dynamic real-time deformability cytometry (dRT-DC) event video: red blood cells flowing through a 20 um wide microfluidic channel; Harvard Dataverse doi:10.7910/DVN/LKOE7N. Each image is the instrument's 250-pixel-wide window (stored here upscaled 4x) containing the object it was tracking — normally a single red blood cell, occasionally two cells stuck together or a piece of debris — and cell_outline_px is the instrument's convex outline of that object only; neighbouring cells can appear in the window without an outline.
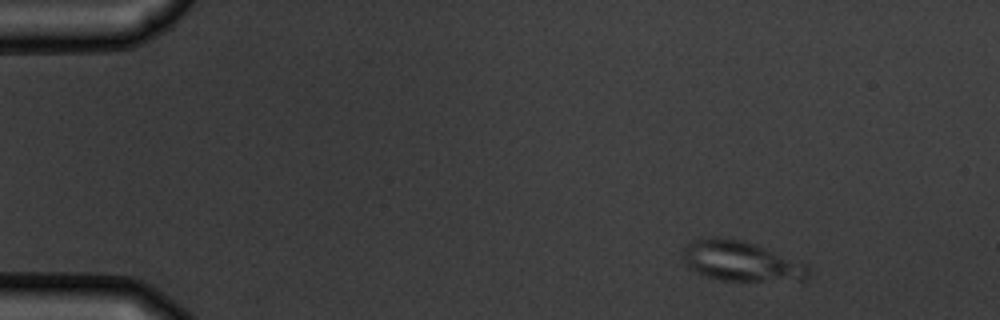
{"species": "common noctule bat (a hibernating species)", "species_latin": "Nyctalus noctula", "temperature_condition": "warm", "stored_images_in_passage": 4, "camera_frame_rate_fps": 3000, "um_per_image_px": 0.085, "animal": {"sex": "male", "body_mass_g": 19.5, "forearm_length_mm": 54.6}, "frame": {"image": 1, "passage_image": 1, "time_ms": 0.0, "image_size_px": [1000, 320], "cell_outline_px": [[808, 276], [804, 280], [720, 280], [704, 276], [688, 268], [680, 256], [684, 248], [688, 244], [696, 240], [708, 236], [712, 236], [744, 240], [756, 244], [808, 264]], "centroid_in_image_um": [62.94, 22.18], "position_along_channel_um": 22.1, "area_um2": 29.42}}